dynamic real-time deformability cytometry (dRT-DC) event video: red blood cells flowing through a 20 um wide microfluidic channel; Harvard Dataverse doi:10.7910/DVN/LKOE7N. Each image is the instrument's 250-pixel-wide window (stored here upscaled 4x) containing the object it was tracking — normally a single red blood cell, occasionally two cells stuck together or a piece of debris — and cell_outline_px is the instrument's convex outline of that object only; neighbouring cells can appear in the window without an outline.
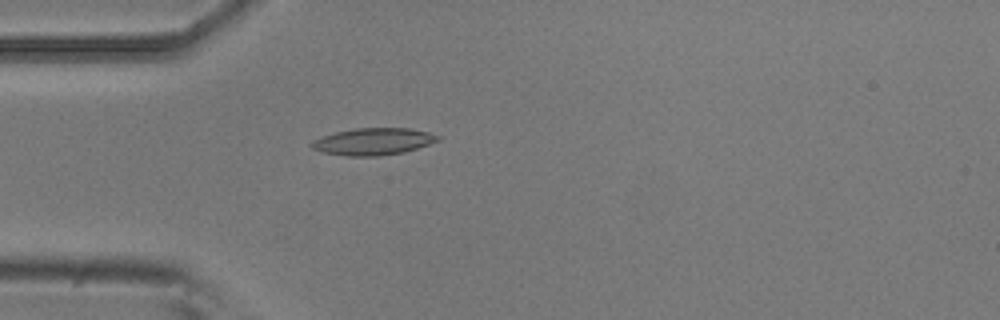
{"species": "common noctule bat (a hibernating species)", "species_latin": "Nyctalus noctula", "temperature_condition": "room temperature", "stored_images_in_passage": 4, "camera_frame_rate_fps": 3000, "um_per_image_px": 0.085, "animal": {"sex": "male", "body_mass_g": 20.5, "forearm_length_mm": 52.5}, "frame": {"image": 1, "passage_image": 4, "time_ms": 1.0, "image_size_px": [1000, 320], "cell_outline_px": [[440, 140], [404, 152], [380, 156], [348, 156], [324, 152], [312, 148], [308, 144], [312, 140], [336, 132], [356, 128], [408, 128], [428, 132], [440, 136]], "centroid_in_image_um": [31.72, 12.03], "position_along_channel_um": 53.3, "area_um2": 19.71}}